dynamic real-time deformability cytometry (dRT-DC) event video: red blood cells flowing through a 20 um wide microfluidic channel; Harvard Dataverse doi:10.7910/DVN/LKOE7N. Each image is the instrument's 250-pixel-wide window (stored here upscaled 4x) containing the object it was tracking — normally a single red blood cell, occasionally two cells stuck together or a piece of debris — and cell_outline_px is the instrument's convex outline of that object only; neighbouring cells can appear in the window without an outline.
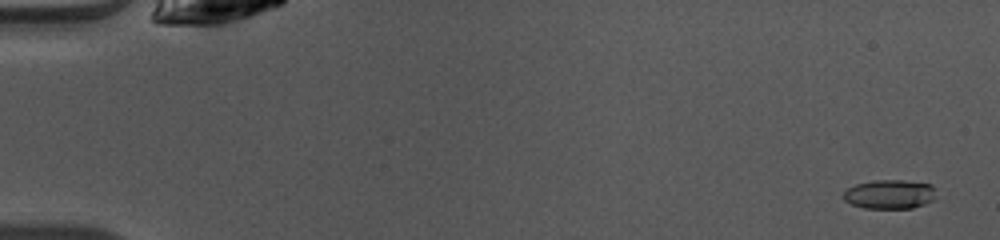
{"species": "common noctule bat (a hibernating species)", "species_latin": "Nyctalus noctula", "temperature_condition": "warm", "stored_images_in_passage": 50, "camera_frame_rate_fps": 3000, "um_per_image_px": 0.085, "animal": {"sex": "female", "body_mass_g": 10.0, "forearm_length_mm": 53.1}, "frame": {"image": 1, "passage_image": 3, "time_ms": 0.667, "image_size_px": [1000, 240], "cell_outline_px": [[936, 200], [912, 208], [864, 208], [852, 204], [844, 200], [840, 196], [848, 188], [856, 184], [876, 180], [904, 180], [932, 184], [936, 188]], "centroid_in_image_um": [75.66, 16.51], "position_along_channel_um": 9.3, "area_um2": 16.01}}
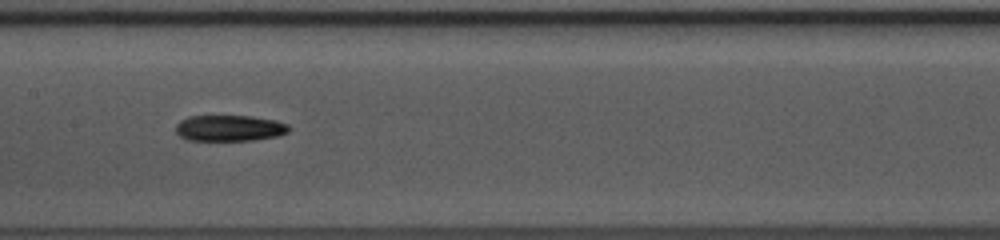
{"frame": {"image": 2, "passage_image": 26, "time_ms": 8.333, "image_size_px": [1000, 240], "cell_outline_px": [[292, 128], [288, 132], [276, 136], [252, 140], [188, 140], [180, 136], [176, 132], [176, 124], [180, 120], [188, 116], [252, 116], [276, 120], [288, 124]], "centroid_in_image_um": [19.52, 10.88], "position_along_channel_um": 187.9, "area_um2": 17.22}}
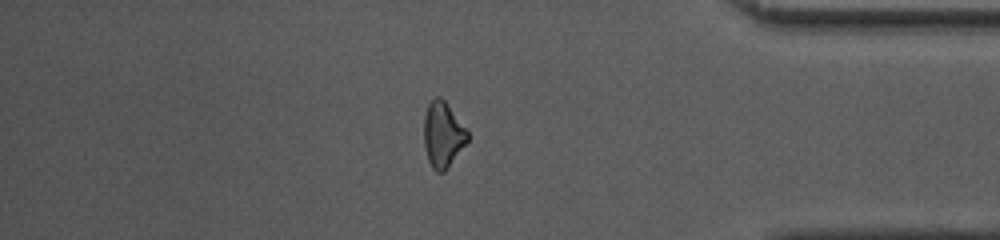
{"frame": {"image": 3, "passage_image": 43, "time_ms": 14.0, "image_size_px": [1000, 240], "cell_outline_px": [[468, 140], [444, 172], [436, 172], [432, 168], [428, 160], [424, 144], [424, 116], [428, 104], [436, 96], [440, 96], [444, 100], [468, 132]], "centroid_in_image_um": [37.62, 11.45], "position_along_channel_um": 397.6, "area_um2": 16.36}, "authors_computed_cell_mechanics": {"area_um2": 16.8487, "velocity_mm_per_s": 4.1132, "shape_relaxation_time_tau1_ms": 6.5579, "shape_relaxation_time_tau2_ms": null, "deformation_change_tau1": 0.1767, "deformation_change_tau2": null}}